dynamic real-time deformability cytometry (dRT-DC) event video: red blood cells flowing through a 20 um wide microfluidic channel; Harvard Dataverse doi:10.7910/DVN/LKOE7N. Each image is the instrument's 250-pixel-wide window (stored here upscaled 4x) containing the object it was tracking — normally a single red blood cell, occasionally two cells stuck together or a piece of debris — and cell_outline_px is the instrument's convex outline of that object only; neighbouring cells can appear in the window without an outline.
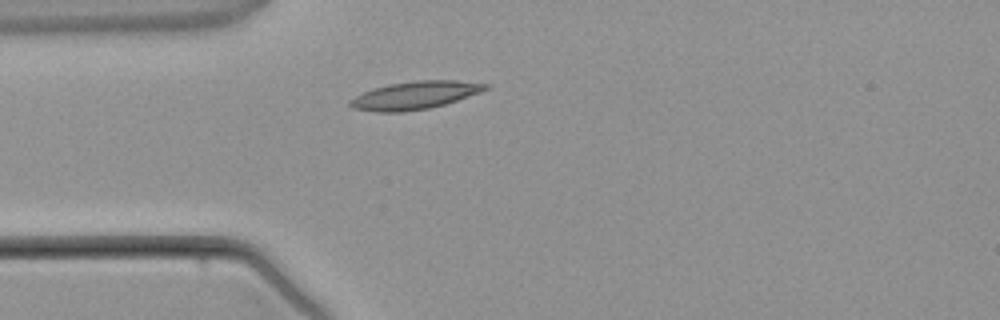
{"species": "common noctule bat (a hibernating species)", "species_latin": "Nyctalus noctula", "temperature_condition": "warm", "stored_images_in_passage": 1, "camera_frame_rate_fps": 3000, "um_per_image_px": 0.085, "animal": {"sex": "male", "body_mass_g": 21.5, "forearm_length_mm": 52.0}, "frame": {"image": 1, "passage_image": 1, "time_ms": 0.0, "image_size_px": [1000, 320], "cell_outline_px": [[492, 84], [488, 88], [480, 92], [444, 104], [428, 108], [404, 112], [376, 112], [352, 108], [348, 104], [348, 100], [372, 88], [388, 84], [416, 80], [456, 80]], "centroid_in_image_um": [35.24, 8.09], "position_along_channel_um": 49.8, "area_um2": 22.02}}